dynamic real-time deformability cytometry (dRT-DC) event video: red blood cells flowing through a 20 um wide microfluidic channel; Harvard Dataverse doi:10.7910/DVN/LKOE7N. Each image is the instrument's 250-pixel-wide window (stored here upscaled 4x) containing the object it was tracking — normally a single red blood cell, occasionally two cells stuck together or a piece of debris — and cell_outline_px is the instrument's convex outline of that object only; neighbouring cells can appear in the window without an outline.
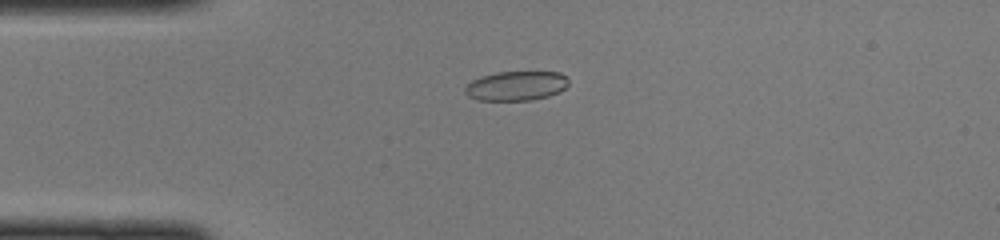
{"species": "common noctule bat (a hibernating species)", "species_latin": "Nyctalus noctula", "temperature_condition": "cold", "stored_images_in_passage": 48, "camera_frame_rate_fps": 3000, "um_per_image_px": 0.085, "animal": {"sex": "female", "body_mass_g": 22.0, "forearm_length_mm": 56.7}, "frame": {"image": 1, "passage_image": 12, "time_ms": 3.667, "image_size_px": [1000, 240], "cell_outline_px": [[568, 84], [560, 92], [548, 96], [532, 100], [476, 100], [468, 96], [464, 92], [464, 88], [472, 80], [480, 76], [496, 72], [560, 72], [568, 80]], "centroid_in_image_um": [43.85, 7.3], "position_along_channel_um": 41.2, "area_um2": 17.8}}
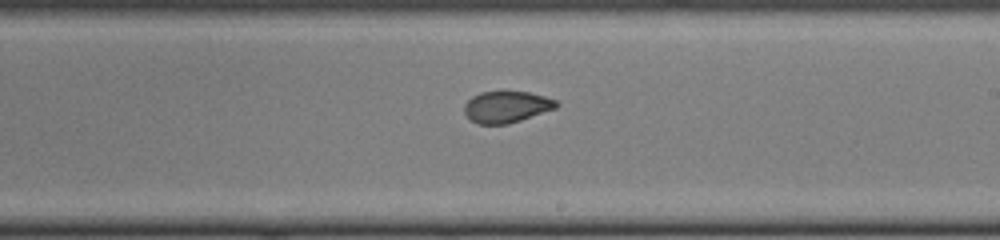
{"frame": {"image": 2, "passage_image": 28, "time_ms": 9.0, "image_size_px": [1000, 240], "cell_outline_px": [[560, 104], [556, 108], [508, 124], [476, 124], [464, 112], [464, 104], [472, 96], [480, 92], [528, 92], [544, 96], [556, 100]], "centroid_in_image_um": [43.05, 9.08], "position_along_channel_um": 246.0, "area_um2": 16.76}}
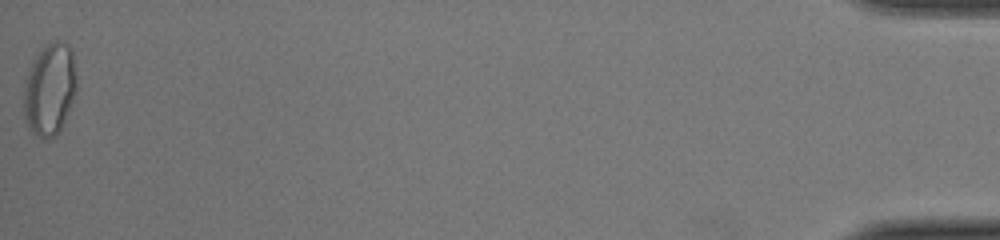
{"frame": {"image": 3, "passage_image": 48, "time_ms": 15.667, "image_size_px": [1000, 240], "cell_outline_px": [[76, 92], [60, 132], [56, 136], [48, 140], [36, 136], [28, 128], [24, 120], [24, 80], [28, 68], [36, 56], [48, 44], [56, 40], [60, 40], [68, 44], [72, 48], [76, 76]], "centroid_in_image_um": [4.22, 7.63], "position_along_channel_um": 431.0, "area_um2": 28.78}}